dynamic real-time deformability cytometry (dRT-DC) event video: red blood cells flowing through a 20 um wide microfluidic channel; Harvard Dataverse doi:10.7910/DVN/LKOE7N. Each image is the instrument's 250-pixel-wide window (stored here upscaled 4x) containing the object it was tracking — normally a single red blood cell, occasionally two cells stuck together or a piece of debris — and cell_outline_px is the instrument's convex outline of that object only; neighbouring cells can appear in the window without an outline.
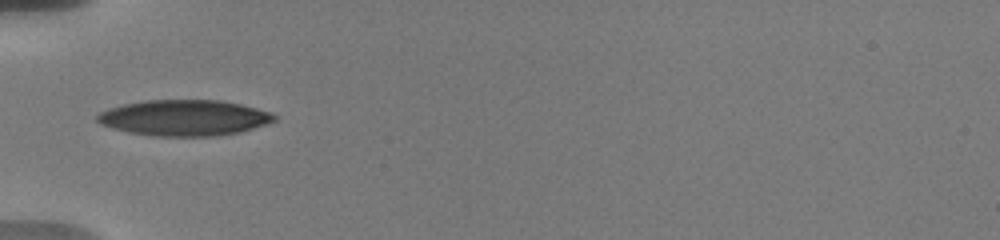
{"species": "human", "species_latin": "Homo sapiens", "temperature_condition": "warm", "stored_images_in_passage": 53, "camera_frame_rate_fps": 3000, "um_per_image_px": 0.085, "donor": {"sex": "male"}, "frame": {"image": 1, "passage_image": 1, "time_ms": 0.0, "image_size_px": [1000, 240], "cell_outline_px": [[276, 120], [268, 124], [240, 132], [216, 136], [156, 136], [128, 132], [112, 128], [100, 124], [96, 120], [96, 116], [100, 112], [108, 108], [124, 104], [144, 100], [220, 100], [240, 104], [272, 112], [276, 116]], "centroid_in_image_um": [15.66, 10.01], "position_along_channel_um": 69.3, "area_um2": 37.17}}
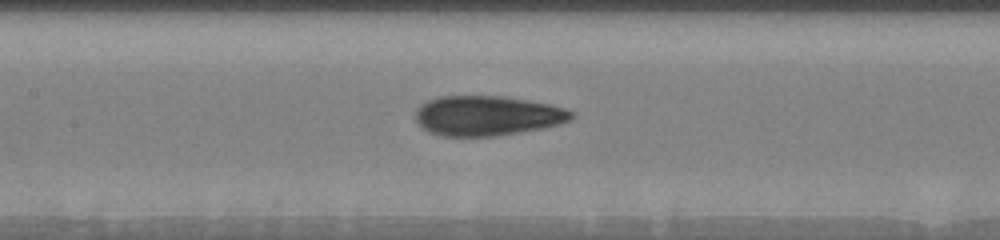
{"frame": {"image": 2, "passage_image": 12, "time_ms": 2.667, "image_size_px": [1000, 240], "cell_outline_px": [[576, 112], [568, 120], [560, 124], [520, 132], [496, 136], [440, 136], [428, 132], [416, 120], [416, 108], [420, 104], [428, 100], [440, 96], [504, 96], [552, 104], [568, 108]], "centroid_in_image_um": [41.42, 9.82], "position_along_channel_um": 166.0, "area_um2": 36.41}}
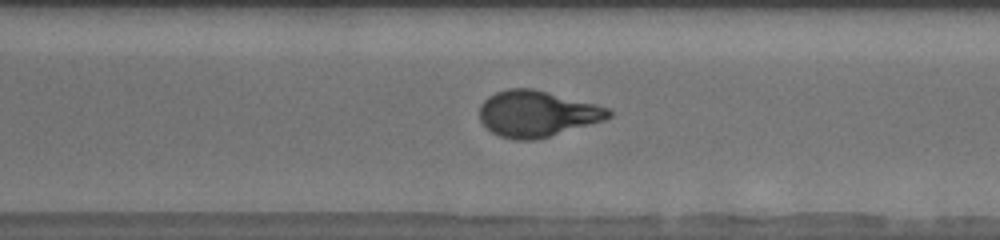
{"frame": {"image": 3, "passage_image": 32, "time_ms": 7.0, "image_size_px": [1000, 240], "cell_outline_px": [[612, 116], [604, 120], [548, 136], [532, 140], [516, 140], [500, 136], [492, 132], [480, 120], [480, 104], [488, 96], [496, 92], [508, 88], [532, 88], [612, 108]], "centroid_in_image_um": [45.64, 9.65], "position_along_channel_um": 325.0, "area_um2": 34.45}, "authors_computed_cell_mechanics": {"area_um2": 35.2002, "velocity_mm_per_s": 3.6829, "shape_relaxation_time_tau1_ms": 6.0503, "shape_relaxation_time_tau2_ms": 1.2852, "deformation_change_tau1": 0.2289, "deformation_change_tau2": 0.0814}}